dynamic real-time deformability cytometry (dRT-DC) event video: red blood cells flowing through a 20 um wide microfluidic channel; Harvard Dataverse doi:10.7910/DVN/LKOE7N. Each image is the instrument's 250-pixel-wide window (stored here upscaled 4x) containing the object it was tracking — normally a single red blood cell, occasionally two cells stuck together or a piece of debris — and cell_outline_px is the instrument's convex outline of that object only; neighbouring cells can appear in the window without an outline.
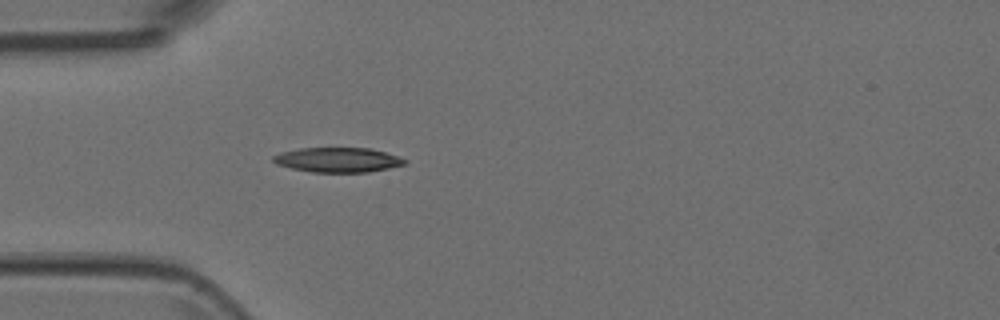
{"species": "Egyptian fruit bat (a non-hibernating species)", "species_latin": "Rousettus aegyptiacus", "temperature_condition": "room temperature", "stored_images_in_passage": 5, "camera_frame_rate_fps": 3000, "um_per_image_px": 0.085, "animal": {"sex": "female"}, "frame": {"image": 1, "passage_image": 5, "time_ms": 1.333, "image_size_px": [1000, 320], "cell_outline_px": [[408, 160], [404, 164], [388, 168], [368, 172], [312, 172], [292, 168], [276, 164], [272, 160], [272, 156], [280, 152], [300, 148], [372, 148]], "centroid_in_image_um": [28.68, 13.58], "position_along_channel_um": 56.3, "area_um2": 18.84}}